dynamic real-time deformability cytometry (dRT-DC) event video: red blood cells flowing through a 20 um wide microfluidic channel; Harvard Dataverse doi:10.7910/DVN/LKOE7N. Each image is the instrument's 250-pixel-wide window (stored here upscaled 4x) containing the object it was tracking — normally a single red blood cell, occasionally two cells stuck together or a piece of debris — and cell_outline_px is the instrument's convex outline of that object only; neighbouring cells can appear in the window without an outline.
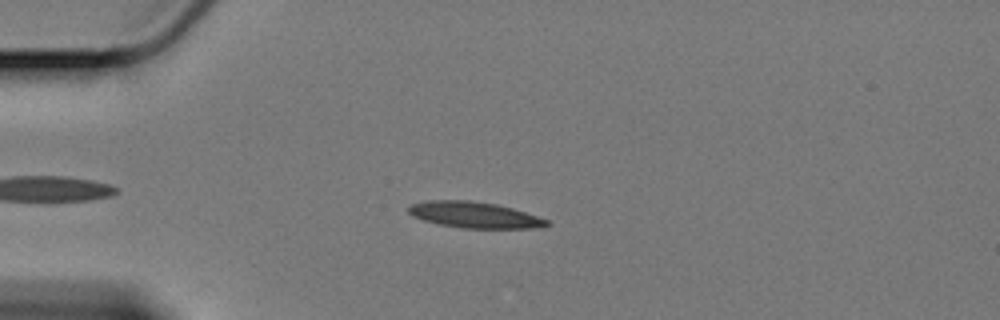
{"species": "Egyptian fruit bat (a non-hibernating species)", "species_latin": "Rousettus aegyptiacus", "temperature_condition": "cold", "stored_images_in_passage": 55, "camera_frame_rate_fps": 3000, "um_per_image_px": 0.085, "animal": {"sex": "female"}, "frame": {"image": 1, "passage_image": 10, "time_ms": 3.0, "image_size_px": [1000, 320], "cell_outline_px": [[552, 224], [532, 228], [464, 228], [440, 224], [424, 220], [412, 216], [408, 212], [408, 208], [412, 204], [428, 200], [468, 200], [496, 204], [512, 208], [548, 220]], "centroid_in_image_um": [40.31, 18.26], "position_along_channel_um": 44.7, "area_um2": 20.75}}
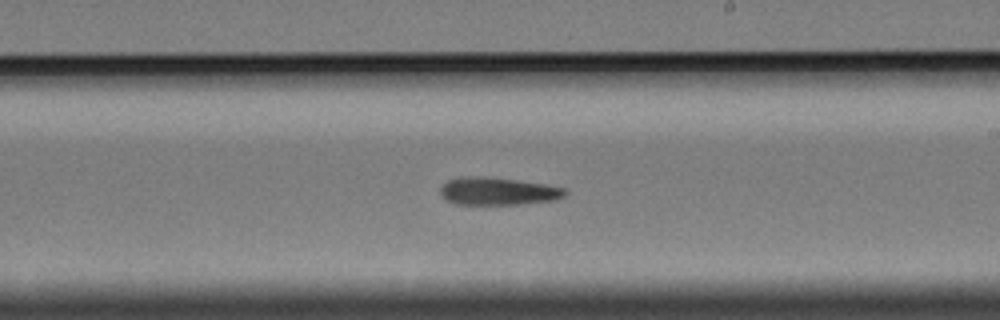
{"frame": {"image": 2, "passage_image": 30, "time_ms": 9.667, "image_size_px": [1000, 320], "cell_outline_px": [[568, 192], [564, 196], [556, 200], [520, 204], [456, 204], [448, 200], [440, 192], [440, 188], [448, 180], [460, 176], [484, 176], [516, 180], [544, 184], [564, 188]], "centroid_in_image_um": [42.33, 16.25], "position_along_channel_um": 246.7, "area_um2": 20.0}}
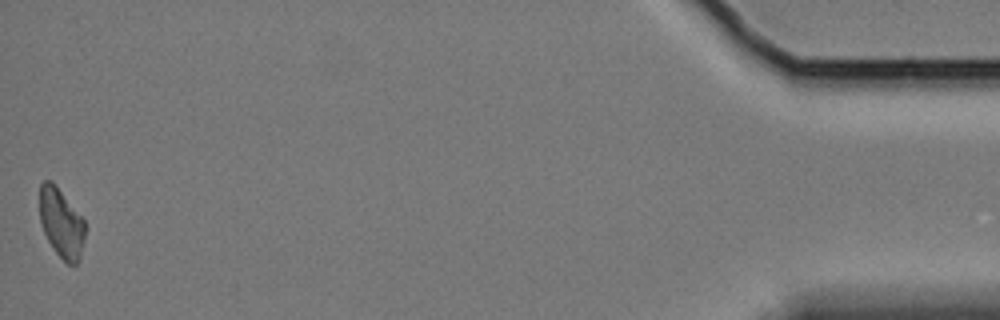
{"frame": {"image": 3, "passage_image": 54, "time_ms": 17.667, "image_size_px": [1000, 320], "cell_outline_px": [[84, 240], [80, 256], [76, 264], [68, 264], [56, 252], [48, 240], [40, 224], [40, 184], [44, 180], [52, 180], [84, 220]], "centroid_in_image_um": [5.19, 18.93], "position_along_channel_um": 430.0, "area_um2": 18.03}}